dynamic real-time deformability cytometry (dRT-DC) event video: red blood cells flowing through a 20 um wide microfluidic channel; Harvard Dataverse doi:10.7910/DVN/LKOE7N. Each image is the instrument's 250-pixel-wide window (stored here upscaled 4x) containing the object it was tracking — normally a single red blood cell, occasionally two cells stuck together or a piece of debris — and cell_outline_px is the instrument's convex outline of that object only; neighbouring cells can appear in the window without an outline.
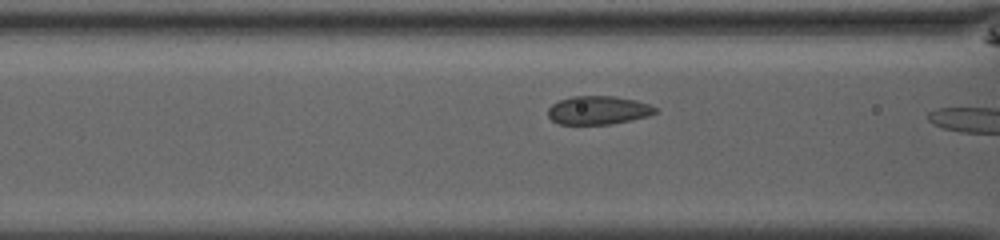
{"species": "common noctule bat (a hibernating species)", "species_latin": "Nyctalus noctula", "temperature_condition": "room temperature", "stored_images_in_passage": 17, "camera_frame_rate_fps": 3000, "um_per_image_px": 0.085, "animal": {"sex": "male", "body_mass_g": 13.0, "forearm_length_mm": 53.1}, "frame": {"image": 1, "passage_image": 15, "time_ms": 4.667, "image_size_px": [1000, 240], "cell_outline_px": [[660, 112], [648, 116], [632, 120], [612, 124], [560, 124], [552, 120], [548, 116], [548, 108], [552, 104], [560, 100], [572, 96], [616, 96], [636, 100], [648, 104], [656, 108]], "centroid_in_image_um": [50.87, 9.37], "position_along_channel_um": 115.7, "area_um2": 17.92}}